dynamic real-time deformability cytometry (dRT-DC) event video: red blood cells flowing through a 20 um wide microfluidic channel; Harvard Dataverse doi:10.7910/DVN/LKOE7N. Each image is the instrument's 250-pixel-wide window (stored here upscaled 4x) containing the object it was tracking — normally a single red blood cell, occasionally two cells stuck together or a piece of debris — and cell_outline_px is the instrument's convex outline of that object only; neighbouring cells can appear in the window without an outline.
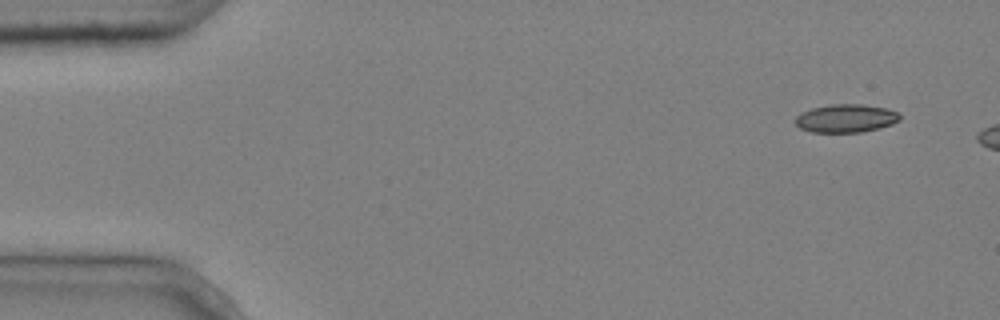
{"species": "common noctule bat (a hibernating species)", "species_latin": "Nyctalus noctula", "temperature_condition": "cold", "stored_images_in_passage": 3, "camera_frame_rate_fps": 3000, "um_per_image_px": 0.085, "animal": {"sex": "male", "body_mass_g": 20.4}, "frame": {"image": 1, "passage_image": 1, "time_ms": 0.0, "image_size_px": [1000, 320], "cell_outline_px": [[900, 120], [892, 124], [880, 128], [860, 132], [812, 132], [800, 128], [796, 124], [796, 116], [812, 108], [832, 104], [860, 104], [884, 108], [896, 112], [900, 116]], "centroid_in_image_um": [71.9, 10.06], "position_along_channel_um": 13.1, "area_um2": 16.94}}